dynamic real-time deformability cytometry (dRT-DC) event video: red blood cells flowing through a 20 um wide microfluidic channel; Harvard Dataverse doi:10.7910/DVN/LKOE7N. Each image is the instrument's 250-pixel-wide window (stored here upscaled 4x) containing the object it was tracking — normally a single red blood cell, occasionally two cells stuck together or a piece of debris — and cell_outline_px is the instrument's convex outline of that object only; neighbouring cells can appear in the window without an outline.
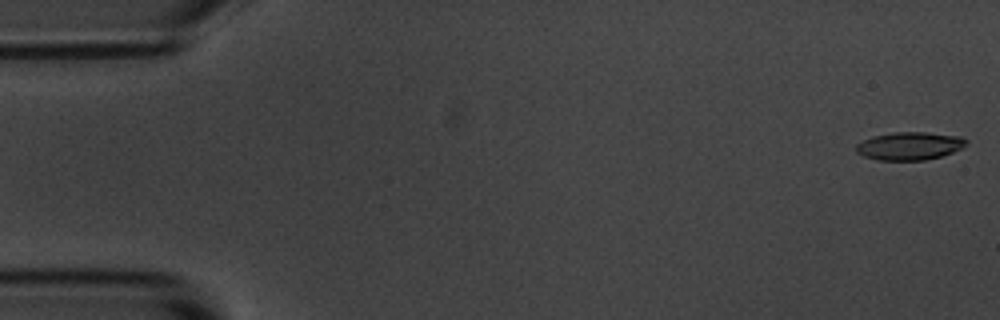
{"species": "common noctule bat (a hibernating species)", "species_latin": "Nyctalus noctula", "temperature_condition": "room temperature", "stored_images_in_passage": 5, "camera_frame_rate_fps": 3000, "um_per_image_px": 0.085, "animal": {"sex": "male", "body_mass_g": 20.1, "forearm_length_mm": 53.5}, "frame": {"image": 1, "passage_image": 1, "time_ms": 0.0, "image_size_px": [1000, 320], "cell_outline_px": [[968, 140], [960, 148], [952, 152], [940, 156], [924, 160], [876, 160], [864, 156], [856, 152], [856, 144], [872, 136], [896, 132], [924, 132], [960, 136]], "centroid_in_image_um": [77.27, 12.4], "position_along_channel_um": 7.7, "area_um2": 17.74}}
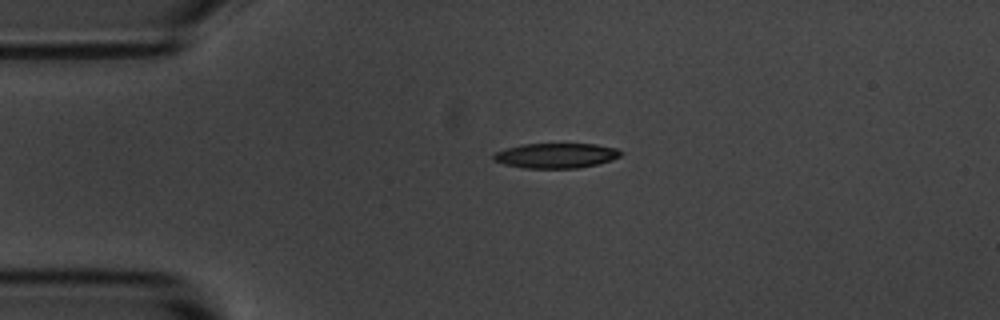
{"frame": {"image": 2, "passage_image": 4, "time_ms": 1.0, "image_size_px": [1000, 320], "cell_outline_px": [[624, 152], [620, 156], [612, 160], [580, 168], [524, 168], [504, 164], [492, 160], [492, 156], [496, 152], [520, 144], [596, 144], [616, 148]], "centroid_in_image_um": [47.27, 13.22], "position_along_channel_um": 37.7, "area_um2": 18.55}}